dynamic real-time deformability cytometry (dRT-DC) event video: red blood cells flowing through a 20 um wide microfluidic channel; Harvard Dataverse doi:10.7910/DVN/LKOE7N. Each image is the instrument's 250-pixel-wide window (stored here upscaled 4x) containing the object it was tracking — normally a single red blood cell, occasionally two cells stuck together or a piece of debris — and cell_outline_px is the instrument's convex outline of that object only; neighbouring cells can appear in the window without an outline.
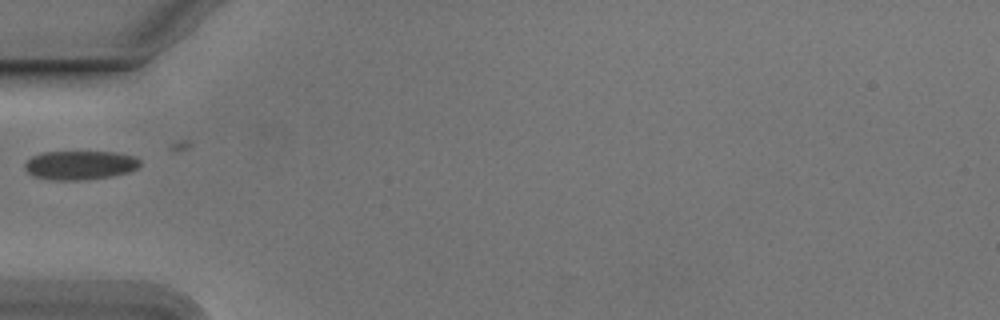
{"species": "Egyptian fruit bat (a non-hibernating species)", "species_latin": "Rousettus aegyptiacus", "temperature_condition": "cold", "stored_images_in_passage": 22, "camera_frame_rate_fps": 3000, "um_per_image_px": 0.085, "animal": {"sex": "male"}, "frame": {"image": 1, "passage_image": 1, "time_ms": 0.0, "image_size_px": [1000, 320], "cell_outline_px": [[140, 164], [136, 168], [128, 172], [108, 176], [80, 180], [52, 180], [32, 176], [24, 168], [24, 164], [32, 156], [40, 152], [116, 152], [136, 156], [140, 160]], "centroid_in_image_um": [6.77, 14.03], "position_along_channel_um": 78.2, "area_um2": 19.42}}
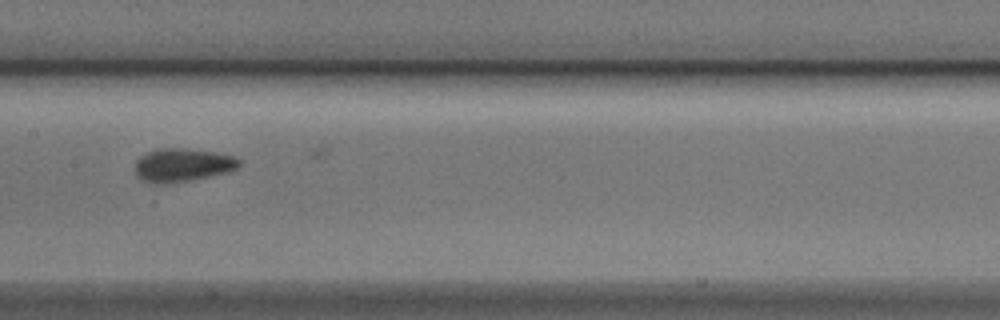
{"frame": {"image": 2, "passage_image": 10, "time_ms": 3.0, "image_size_px": [1000, 320], "cell_outline_px": [[240, 164], [236, 168], [224, 172], [208, 176], [168, 184], [148, 184], [140, 180], [136, 176], [136, 160], [140, 156], [148, 152], [160, 148], [184, 148], [216, 152], [232, 156], [240, 160]], "centroid_in_image_um": [15.43, 14.03], "position_along_channel_um": 192.0, "area_um2": 20.17}}
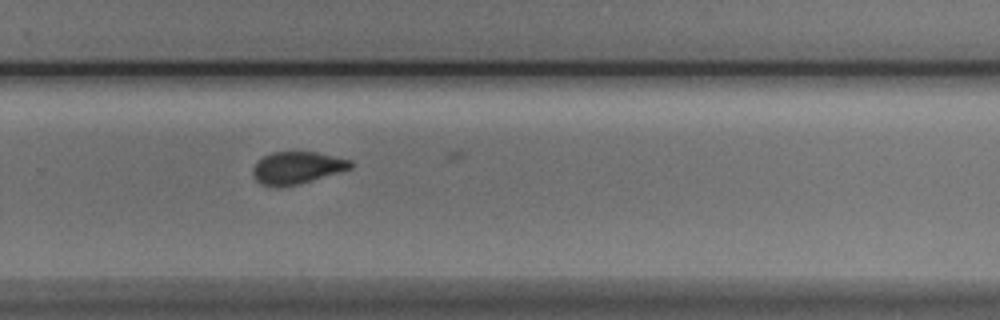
{"frame": {"image": 3, "passage_image": 19, "time_ms": 6.0, "image_size_px": [1000, 320], "cell_outline_px": [[352, 168], [296, 184], [280, 188], [276, 188], [260, 184], [256, 180], [252, 172], [252, 168], [264, 156], [272, 152], [316, 152], [352, 160]], "centroid_in_image_um": [25.21, 14.26], "position_along_channel_um": 304.6, "area_um2": 18.15}}